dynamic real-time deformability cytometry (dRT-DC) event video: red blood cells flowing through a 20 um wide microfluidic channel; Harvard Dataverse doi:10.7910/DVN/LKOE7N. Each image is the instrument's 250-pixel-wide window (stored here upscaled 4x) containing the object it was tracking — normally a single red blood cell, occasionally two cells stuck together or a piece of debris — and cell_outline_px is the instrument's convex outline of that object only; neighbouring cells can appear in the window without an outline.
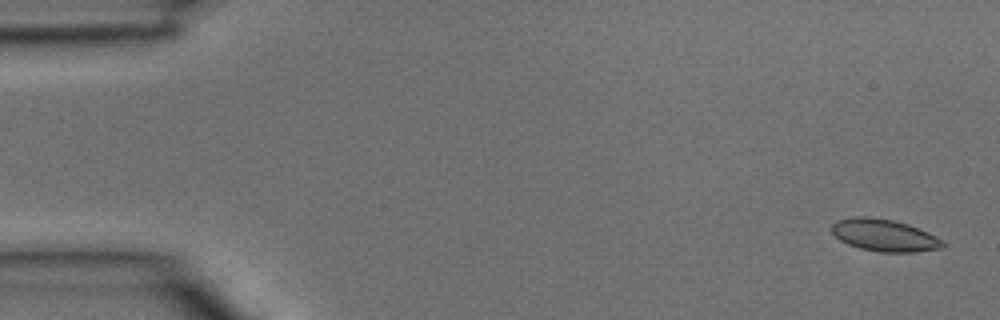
{"species": "common noctule bat (a hibernating species)", "species_latin": "Nyctalus noctula", "temperature_condition": "room temperature", "stored_images_in_passage": 3, "camera_frame_rate_fps": 3000, "um_per_image_px": 0.085, "animal": {"sex": "male", "body_mass_g": 15.6}, "frame": {"image": 1, "passage_image": 1, "time_ms": 0.0, "image_size_px": [1000, 320], "cell_outline_px": [[944, 248], [916, 252], [880, 252], [860, 248], [848, 244], [840, 240], [832, 232], [832, 224], [836, 220], [852, 216], [868, 216], [892, 220], [908, 224], [928, 232], [944, 240]], "centroid_in_image_um": [75.18, 19.99], "position_along_channel_um": 9.8, "area_um2": 20.92}}
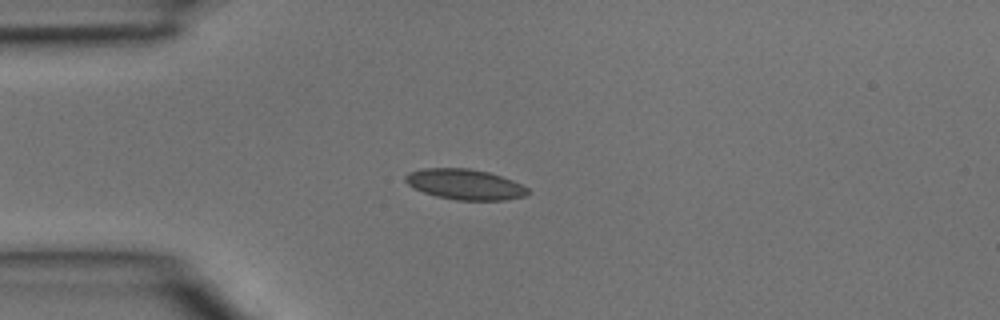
{"frame": {"image": 2, "passage_image": 3, "time_ms": 0.667, "image_size_px": [1000, 320], "cell_outline_px": [[532, 192], [524, 196], [504, 200], [456, 200], [436, 196], [424, 192], [408, 184], [404, 180], [404, 176], [408, 172], [424, 168], [468, 168], [488, 172], [512, 180], [528, 188]], "centroid_in_image_um": [39.52, 15.67], "position_along_channel_um": 45.5, "area_um2": 21.68}}